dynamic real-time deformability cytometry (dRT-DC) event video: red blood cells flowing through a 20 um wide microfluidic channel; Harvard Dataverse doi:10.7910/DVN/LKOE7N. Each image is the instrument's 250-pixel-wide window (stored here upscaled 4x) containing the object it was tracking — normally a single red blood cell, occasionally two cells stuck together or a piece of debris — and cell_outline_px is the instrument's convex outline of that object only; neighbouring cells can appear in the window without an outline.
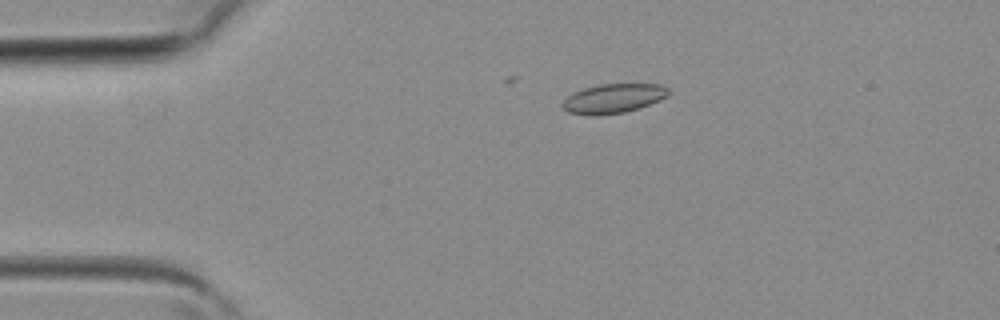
{"species": "common noctule bat (a hibernating species)", "species_latin": "Nyctalus noctula", "temperature_condition": "room temperature", "stored_images_in_passage": 3, "camera_frame_rate_fps": 3000, "um_per_image_px": 0.085, "animal": {"sex": "female", "body_mass_g": 19.3, "forearm_length_mm": 54.1}, "frame": {"image": 1, "passage_image": 1, "time_ms": 0.0, "image_size_px": [1000, 320], "cell_outline_px": [[668, 96], [660, 100], [640, 108], [624, 112], [596, 116], [568, 112], [560, 104], [568, 96], [584, 88], [600, 84], [660, 84], [668, 88]], "centroid_in_image_um": [52.15, 8.37], "position_along_channel_um": 32.9, "area_um2": 18.03}}
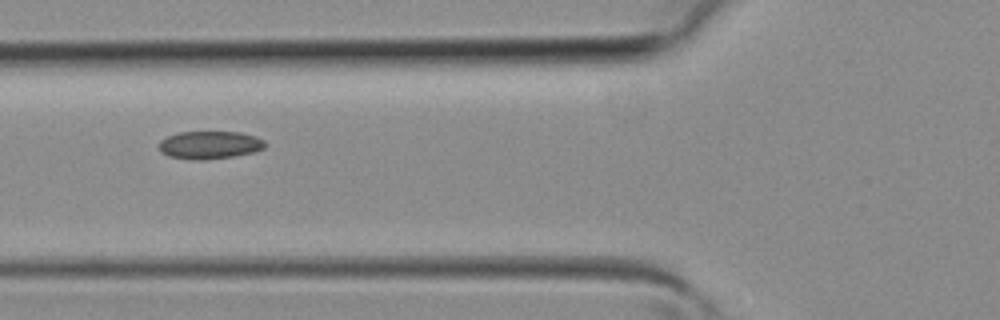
{"frame": {"image": 2, "passage_image": 3, "time_ms": 0.667, "image_size_px": [1000, 320], "cell_outline_px": [[264, 148], [252, 152], [232, 156], [204, 160], [192, 160], [168, 156], [160, 152], [160, 140], [168, 136], [180, 132], [240, 132], [256, 136], [264, 140]], "centroid_in_image_um": [17.8, 12.32], "position_along_channel_um": 108.0, "area_um2": 17.11}}